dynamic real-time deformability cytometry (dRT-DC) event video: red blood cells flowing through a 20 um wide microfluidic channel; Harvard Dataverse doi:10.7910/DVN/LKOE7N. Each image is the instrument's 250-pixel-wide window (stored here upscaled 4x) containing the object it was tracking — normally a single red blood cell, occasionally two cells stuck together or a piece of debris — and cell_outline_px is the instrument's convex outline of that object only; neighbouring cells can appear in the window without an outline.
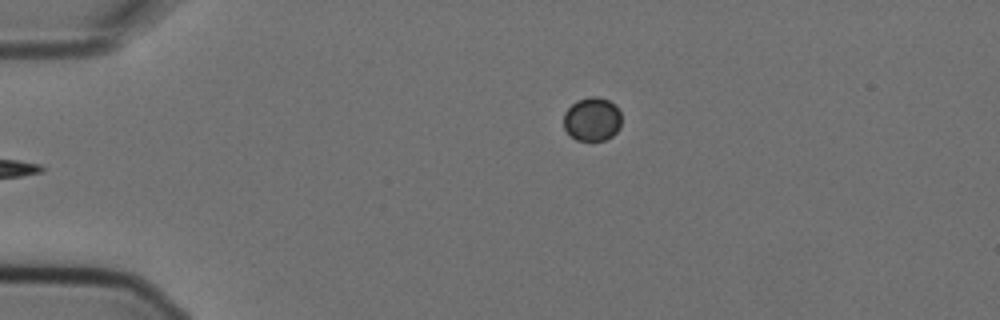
{"species": "Egyptian fruit bat (a non-hibernating species)", "species_latin": "Rousettus aegyptiacus", "temperature_condition": "cold", "stored_images_in_passage": 5, "camera_frame_rate_fps": 3000, "um_per_image_px": 0.085, "animal": {"sex": "female"}, "frame": {"image": 1, "passage_image": 5, "time_ms": 1.333, "image_size_px": [1000, 320], "cell_outline_px": [[620, 128], [612, 136], [604, 140], [576, 140], [564, 128], [564, 112], [576, 100], [588, 96], [596, 96], [608, 100], [616, 104], [620, 112]], "centroid_in_image_um": [50.34, 10.11], "position_along_channel_um": 34.7, "area_um2": 14.8}}